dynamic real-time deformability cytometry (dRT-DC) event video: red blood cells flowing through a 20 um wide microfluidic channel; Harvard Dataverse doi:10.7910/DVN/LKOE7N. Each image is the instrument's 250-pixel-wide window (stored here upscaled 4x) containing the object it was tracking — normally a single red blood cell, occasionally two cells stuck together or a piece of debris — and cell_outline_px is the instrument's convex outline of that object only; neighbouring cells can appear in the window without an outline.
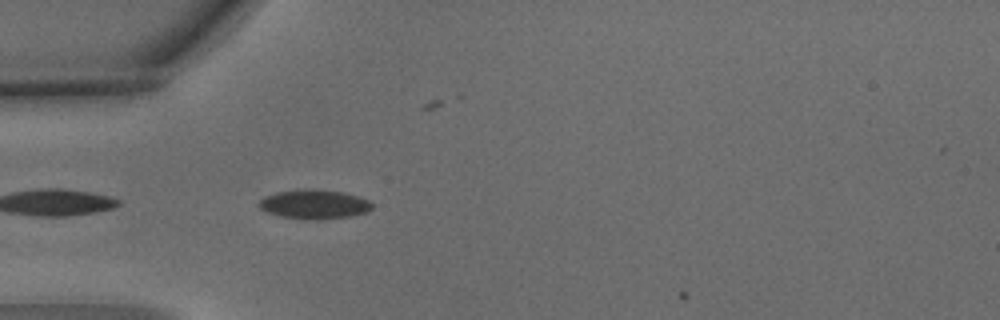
{"species": "common noctule bat (a hibernating species)", "species_latin": "Nyctalus noctula", "temperature_condition": "warm", "stored_images_in_passage": 4, "camera_frame_rate_fps": 3000, "um_per_image_px": 0.085, "animal": {"sex": "male", "body_mass_g": 15.6}, "frame": {"image": 1, "passage_image": 4, "time_ms": 1.0, "image_size_px": [1000, 320], "cell_outline_px": [[372, 208], [368, 212], [348, 216], [316, 220], [280, 216], [268, 212], [260, 208], [260, 200], [264, 196], [276, 192], [304, 188], [308, 188], [344, 192], [360, 196], [368, 200], [372, 204]], "centroid_in_image_um": [26.73, 17.34], "position_along_channel_um": 58.3, "area_um2": 19.25}}